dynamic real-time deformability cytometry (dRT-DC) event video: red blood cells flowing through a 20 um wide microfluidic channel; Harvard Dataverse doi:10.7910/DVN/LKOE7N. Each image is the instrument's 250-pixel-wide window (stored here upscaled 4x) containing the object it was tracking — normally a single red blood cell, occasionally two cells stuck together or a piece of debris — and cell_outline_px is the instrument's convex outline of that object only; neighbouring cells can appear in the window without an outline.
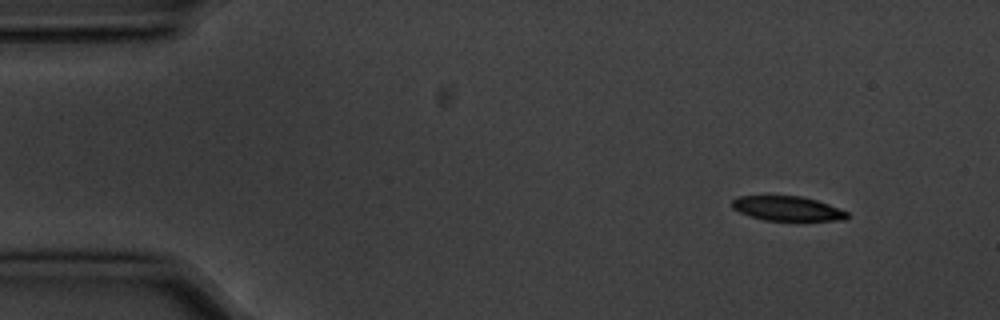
{"species": "common noctule bat (a hibernating species)", "species_latin": "Nyctalus noctula", "temperature_condition": "cold", "stored_images_in_passage": 5, "camera_frame_rate_fps": 3000, "um_per_image_px": 0.085, "animal": {"sex": "male", "body_mass_g": 20.1, "forearm_length_mm": 53.5}, "frame": {"image": 1, "passage_image": 1, "time_ms": 0.0, "image_size_px": [1000, 320], "cell_outline_px": [[848, 216], [844, 220], [804, 224], [764, 220], [740, 212], [732, 208], [732, 200], [736, 196], [800, 196], [816, 200], [828, 204], [848, 212]], "centroid_in_image_um": [67.0, 17.79], "position_along_channel_um": 18.0, "area_um2": 17.4}}
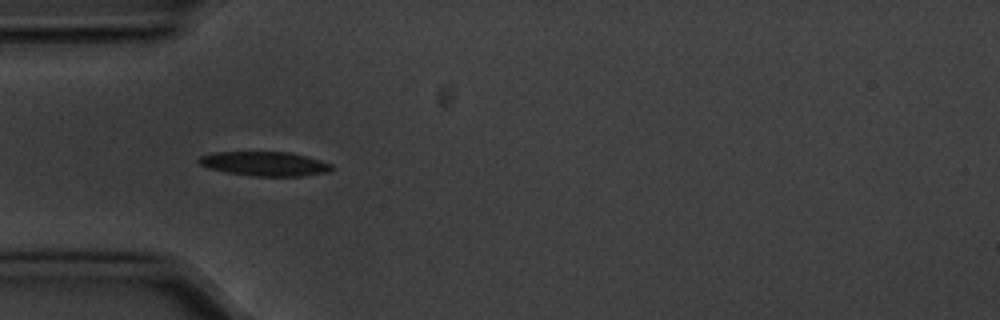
{"frame": {"image": 2, "passage_image": 4, "time_ms": 1.0, "image_size_px": [1000, 320], "cell_outline_px": [[332, 168], [328, 172], [300, 176], [252, 176], [224, 172], [208, 168], [200, 164], [196, 160], [200, 156], [216, 152], [288, 152], [320, 160], [332, 164]], "centroid_in_image_um": [22.46, 13.92], "position_along_channel_um": 62.5, "area_um2": 18.73}}